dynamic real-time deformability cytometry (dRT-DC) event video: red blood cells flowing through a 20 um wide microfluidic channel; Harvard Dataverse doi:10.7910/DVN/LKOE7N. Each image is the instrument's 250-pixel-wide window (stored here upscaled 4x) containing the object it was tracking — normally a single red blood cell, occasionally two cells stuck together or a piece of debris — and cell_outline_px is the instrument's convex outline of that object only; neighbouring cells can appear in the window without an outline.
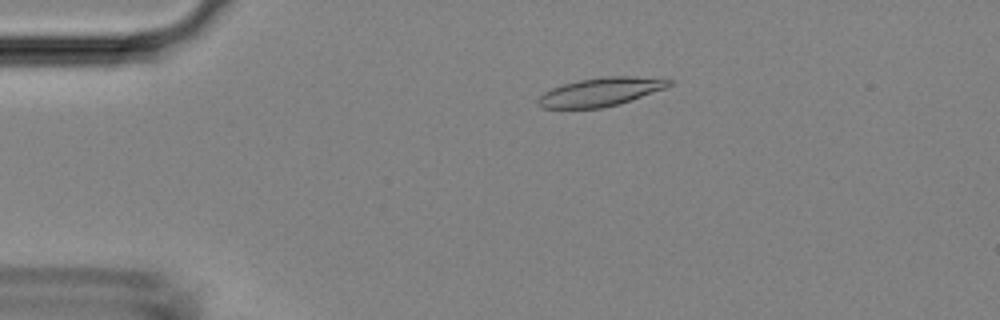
{"species": "Egyptian fruit bat (a non-hibernating species)", "species_latin": "Rousettus aegyptiacus", "temperature_condition": "room temperature", "stored_images_in_passage": 48, "camera_frame_rate_fps": 3000, "um_per_image_px": 0.085, "animal": {"sex": "female"}, "frame": {"image": 1, "passage_image": 10, "time_ms": 3.0, "image_size_px": [1000, 320], "cell_outline_px": [[676, 80], [672, 84], [664, 88], [620, 104], [600, 108], [544, 108], [536, 104], [536, 100], [544, 92], [552, 88], [564, 84], [580, 80], [604, 76], [636, 76]], "centroid_in_image_um": [51.05, 7.81], "position_along_channel_um": 33.9, "area_um2": 21.68}}
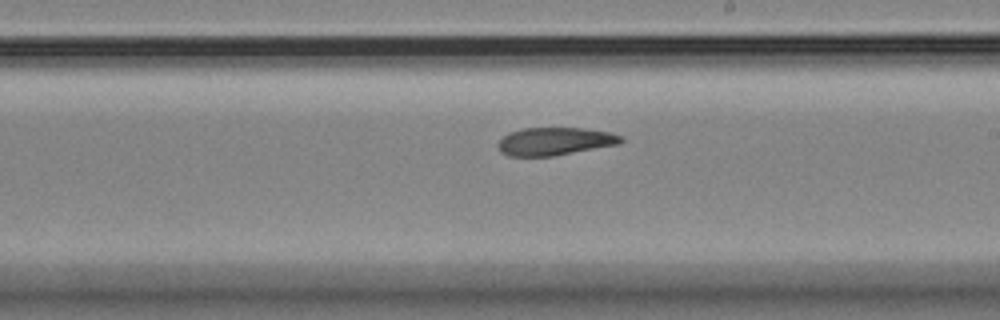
{"frame": {"image": 2, "passage_image": 28, "time_ms": 9.0, "image_size_px": [1000, 320], "cell_outline_px": [[624, 140], [620, 144], [552, 156], [508, 156], [500, 152], [496, 144], [508, 132], [524, 128], [584, 128], [608, 132], [624, 136]], "centroid_in_image_um": [47.15, 12.01], "position_along_channel_um": 241.8, "area_um2": 20.06}}
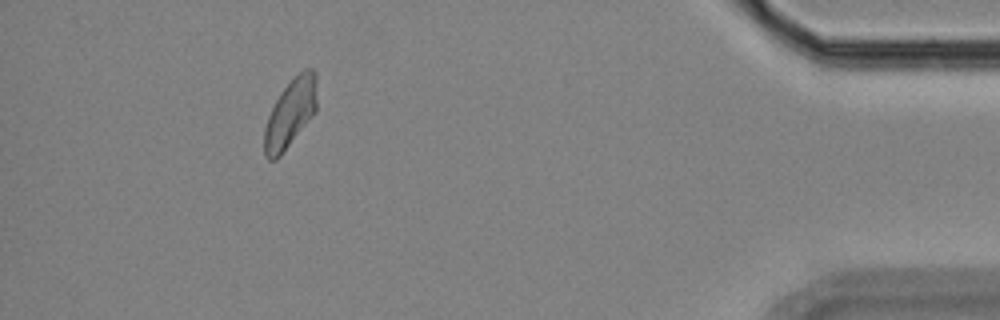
{"frame": {"image": 3, "passage_image": 44, "time_ms": 14.333, "image_size_px": [1000, 320], "cell_outline_px": [[316, 112], [280, 156], [276, 160], [268, 160], [264, 156], [264, 128], [268, 116], [280, 92], [304, 68], [312, 68], [316, 72]], "centroid_in_image_um": [24.67, 9.65], "position_along_channel_um": 410.5, "area_um2": 20.87}}